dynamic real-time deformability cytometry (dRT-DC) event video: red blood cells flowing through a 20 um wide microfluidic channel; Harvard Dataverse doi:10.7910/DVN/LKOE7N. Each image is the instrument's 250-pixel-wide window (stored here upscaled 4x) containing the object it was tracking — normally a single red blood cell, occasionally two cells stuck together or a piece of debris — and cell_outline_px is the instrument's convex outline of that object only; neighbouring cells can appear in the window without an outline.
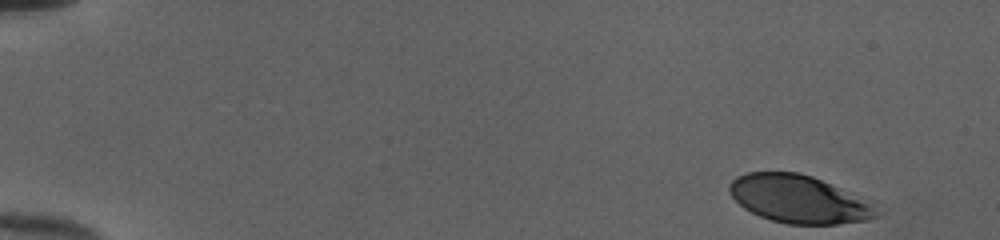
{"species": "human", "species_latin": "Homo sapiens", "temperature_condition": "cold", "stored_images_in_passage": 49, "camera_frame_rate_fps": 3000, "um_per_image_px": 0.085, "donor": {"sex": "female"}, "frame": {"image": 1, "passage_image": 1, "time_ms": 0.0, "image_size_px": [1000, 240], "cell_outline_px": [[888, 208], [880, 216], [868, 220], [836, 224], [788, 224], [772, 220], [760, 216], [744, 208], [732, 196], [728, 188], [728, 184], [736, 176], [748, 172], [800, 172], [812, 176], [876, 200]], "centroid_in_image_um": [68.12, 16.93], "position_along_channel_um": 16.9, "area_um2": 42.48}}
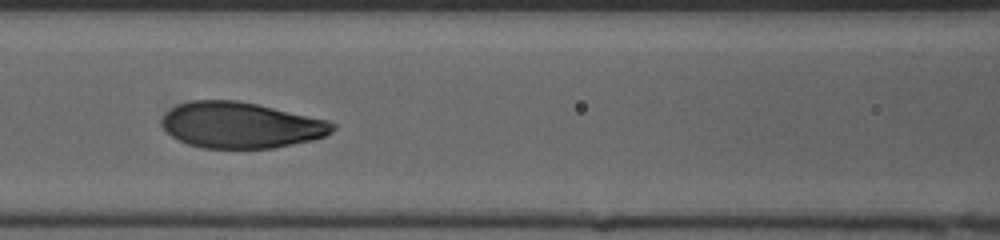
{"frame": {"image": 2, "passage_image": 22, "time_ms": 7.0, "image_size_px": [1000, 240], "cell_outline_px": [[336, 128], [332, 132], [324, 136], [312, 140], [272, 148], [204, 148], [188, 144], [172, 136], [164, 128], [160, 120], [172, 108], [180, 104], [192, 100], [236, 100], [256, 104], [328, 120], [336, 124]], "centroid_in_image_um": [20.49, 10.64], "position_along_channel_um": 146.1, "area_um2": 45.37}}
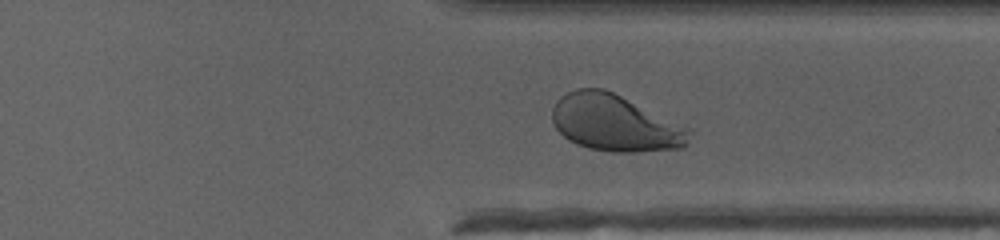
{"frame": {"image": 3, "passage_image": 38, "time_ms": 12.333, "image_size_px": [1000, 240], "cell_outline_px": [[692, 132], [684, 148], [636, 152], [612, 152], [588, 148], [576, 144], [568, 140], [556, 128], [552, 120], [552, 108], [556, 100], [560, 96], [576, 88], [604, 88], [692, 128]], "centroid_in_image_um": [52.29, 10.46], "position_along_channel_um": 359.1, "area_um2": 45.6}, "authors_computed_cell_mechanics": {"area_um2": 45.8354, "velocity_mm_per_s": 3.9947, "shape_relaxation_time_tau1_ms": 2.7333, "shape_relaxation_time_tau2_ms": null, "deformation_change_tau1": 0.1519, "deformation_change_tau2": null}}